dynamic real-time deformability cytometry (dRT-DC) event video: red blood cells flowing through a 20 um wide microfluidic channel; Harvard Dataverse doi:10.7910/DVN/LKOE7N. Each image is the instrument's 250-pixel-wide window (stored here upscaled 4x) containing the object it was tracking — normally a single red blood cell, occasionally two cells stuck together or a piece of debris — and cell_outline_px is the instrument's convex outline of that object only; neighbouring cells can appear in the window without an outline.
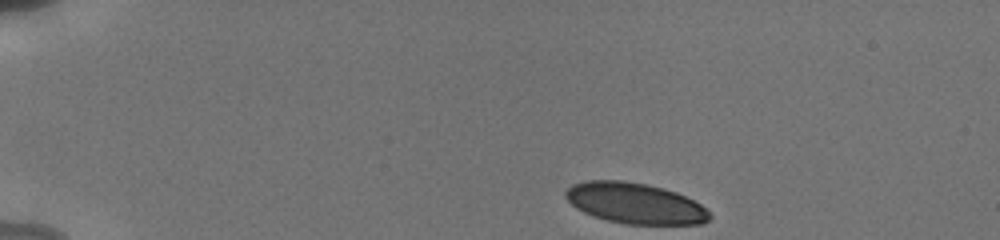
{"species": "human", "species_latin": "Homo sapiens", "temperature_condition": "cold", "stored_images_in_passage": 10, "camera_frame_rate_fps": 3000, "um_per_image_px": 0.085, "donor": {"sex": "male"}, "frame": {"image": 1, "passage_image": 1, "time_ms": 0.0, "image_size_px": [1000, 240], "cell_outline_px": [[712, 216], [704, 224], [624, 224], [608, 220], [584, 212], [576, 208], [564, 196], [564, 192], [572, 184], [584, 180], [624, 180], [648, 184], [664, 188], [676, 192], [700, 204]], "centroid_in_image_um": [53.96, 17.26], "position_along_channel_um": 31.0, "area_um2": 34.22}}
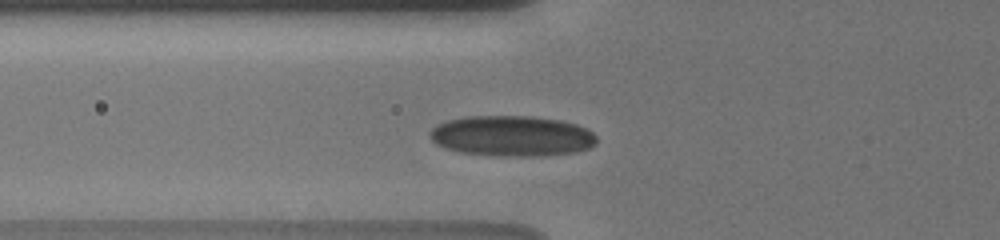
{"frame": {"image": 2, "passage_image": 9, "time_ms": 3.667, "image_size_px": [1000, 240], "cell_outline_px": [[596, 144], [588, 148], [576, 152], [536, 156], [504, 156], [460, 152], [444, 148], [436, 144], [428, 136], [428, 132], [436, 124], [448, 120], [464, 116], [532, 116], [560, 120], [576, 124], [588, 128], [596, 136]], "centroid_in_image_um": [43.49, 11.55], "position_along_channel_um": 82.3, "area_um2": 39.71}}